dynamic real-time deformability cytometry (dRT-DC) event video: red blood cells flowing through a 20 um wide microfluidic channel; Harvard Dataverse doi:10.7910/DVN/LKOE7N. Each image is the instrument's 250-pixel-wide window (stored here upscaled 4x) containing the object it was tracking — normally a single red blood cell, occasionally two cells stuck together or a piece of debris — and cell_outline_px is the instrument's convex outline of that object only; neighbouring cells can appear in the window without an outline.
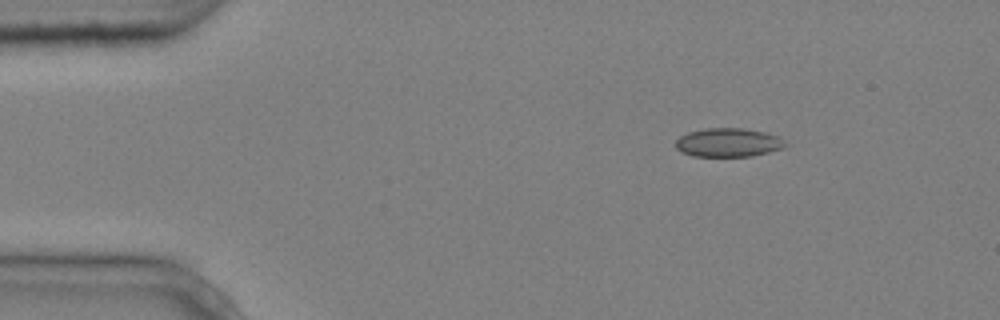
{"species": "common noctule bat (a hibernating species)", "species_latin": "Nyctalus noctula", "temperature_condition": "cold", "stored_images_in_passage": 4, "camera_frame_rate_fps": 3000, "um_per_image_px": 0.085, "animal": {"sex": "male", "body_mass_g": 20.4}, "frame": {"image": 1, "passage_image": 2, "time_ms": 0.333, "image_size_px": [1000, 320], "cell_outline_px": [[792, 144], [784, 148], [752, 156], [692, 156], [680, 152], [676, 148], [676, 140], [680, 136], [688, 132], [708, 128], [744, 128], [764, 132], [780, 136]], "centroid_in_image_um": [61.97, 12.11], "position_along_channel_um": 23.0, "area_um2": 18.67}}